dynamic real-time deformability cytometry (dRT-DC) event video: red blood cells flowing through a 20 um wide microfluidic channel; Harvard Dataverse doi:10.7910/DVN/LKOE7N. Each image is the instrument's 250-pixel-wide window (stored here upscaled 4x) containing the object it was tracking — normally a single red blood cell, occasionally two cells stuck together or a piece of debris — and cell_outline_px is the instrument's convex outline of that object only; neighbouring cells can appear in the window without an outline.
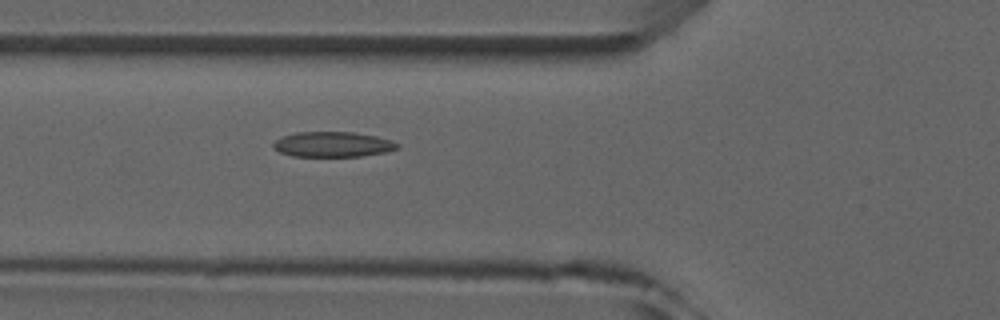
{"species": "common noctule bat (a hibernating species)", "species_latin": "Nyctalus noctula", "temperature_condition": "room temperature", "stored_images_in_passage": 5, "camera_frame_rate_fps": 3000, "um_per_image_px": 0.085, "animal": {"sex": "male", "forearm_length_mm": 52.5}, "frame": {"image": 1, "passage_image": 5, "time_ms": 5.333, "image_size_px": [1000, 320], "cell_outline_px": [[400, 148], [384, 152], [360, 156], [292, 156], [280, 152], [272, 148], [272, 144], [280, 136], [296, 132], [352, 132], [376, 136], [392, 140], [400, 144]], "centroid_in_image_um": [28.27, 12.26], "position_along_channel_um": 97.5, "area_um2": 18.32}}